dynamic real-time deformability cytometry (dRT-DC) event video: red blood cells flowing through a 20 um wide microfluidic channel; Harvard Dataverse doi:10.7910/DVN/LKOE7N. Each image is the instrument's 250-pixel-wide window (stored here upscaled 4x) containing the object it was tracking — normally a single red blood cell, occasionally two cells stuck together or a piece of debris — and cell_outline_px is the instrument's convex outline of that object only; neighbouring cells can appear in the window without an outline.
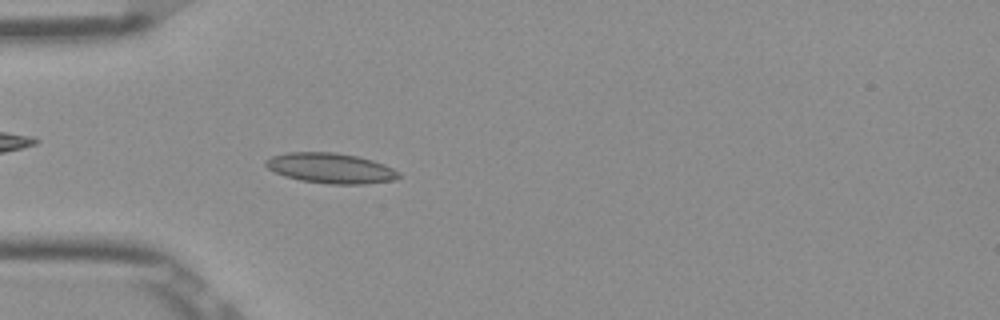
{"species": "Egyptian fruit bat (a non-hibernating species)", "species_latin": "Rousettus aegyptiacus", "temperature_condition": "room temperature", "stored_images_in_passage": 52, "camera_frame_rate_fps": 3000, "um_per_image_px": 0.085, "frame": {"image": 1, "passage_image": 15, "time_ms": 4.667, "image_size_px": [1000, 320], "cell_outline_px": [[400, 176], [392, 180], [364, 184], [328, 184], [300, 180], [284, 176], [268, 168], [264, 164], [264, 160], [272, 156], [288, 152], [332, 152], [356, 156], [372, 160], [384, 164], [400, 172]], "centroid_in_image_um": [28.08, 14.29], "position_along_channel_um": 56.9, "area_um2": 23.35}}
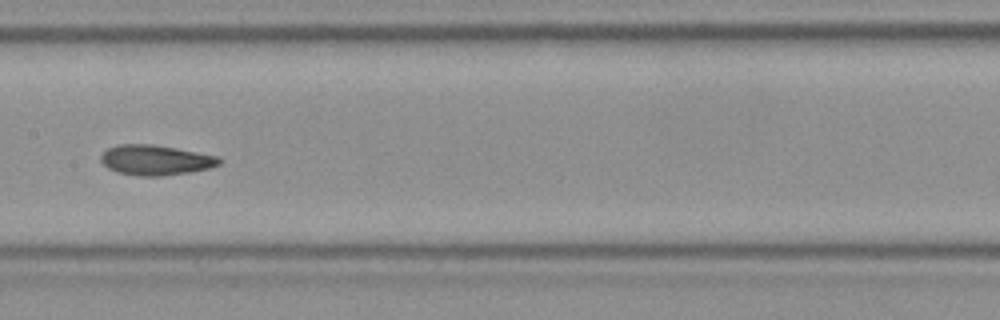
{"frame": {"image": 2, "passage_image": 26, "time_ms": 8.333, "image_size_px": [1000, 320], "cell_outline_px": [[224, 160], [220, 164], [208, 168], [188, 172], [160, 176], [140, 176], [116, 172], [108, 168], [100, 160], [100, 156], [108, 148], [116, 144], [152, 144], [176, 148], [220, 156]], "centroid_in_image_um": [13.23, 13.6], "position_along_channel_um": 194.2, "area_um2": 20.87}}
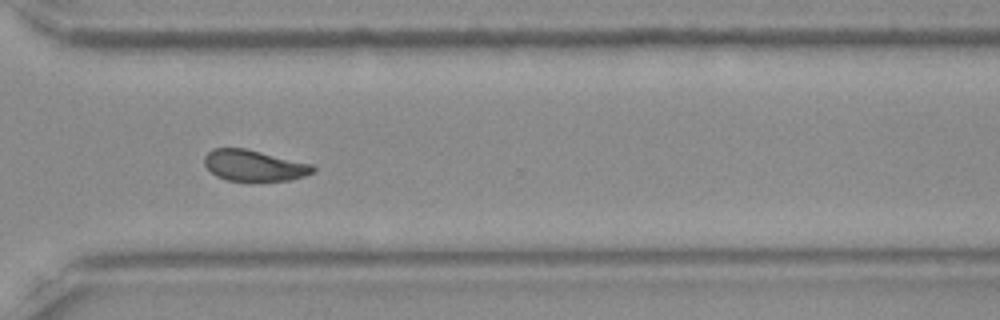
{"frame": {"image": 3, "passage_image": 38, "time_ms": 12.333, "image_size_px": [1000, 320], "cell_outline_px": [[316, 168], [312, 172], [304, 176], [292, 180], [228, 180], [216, 176], [204, 164], [204, 156], [212, 148], [244, 148], [312, 164]], "centroid_in_image_um": [21.58, 14.06], "position_along_channel_um": 349.0, "area_um2": 19.36}, "authors_computed_cell_mechanics": {"area_um2": 20.5768, "velocity_mm_per_s": 3.8845, "shape_relaxation_time_tau1_ms": 9.1368, "shape_relaxation_time_tau2_ms": 1.9187, "deformation_change_tau1": 0.1761, "deformation_change_tau2": 0.0628}}